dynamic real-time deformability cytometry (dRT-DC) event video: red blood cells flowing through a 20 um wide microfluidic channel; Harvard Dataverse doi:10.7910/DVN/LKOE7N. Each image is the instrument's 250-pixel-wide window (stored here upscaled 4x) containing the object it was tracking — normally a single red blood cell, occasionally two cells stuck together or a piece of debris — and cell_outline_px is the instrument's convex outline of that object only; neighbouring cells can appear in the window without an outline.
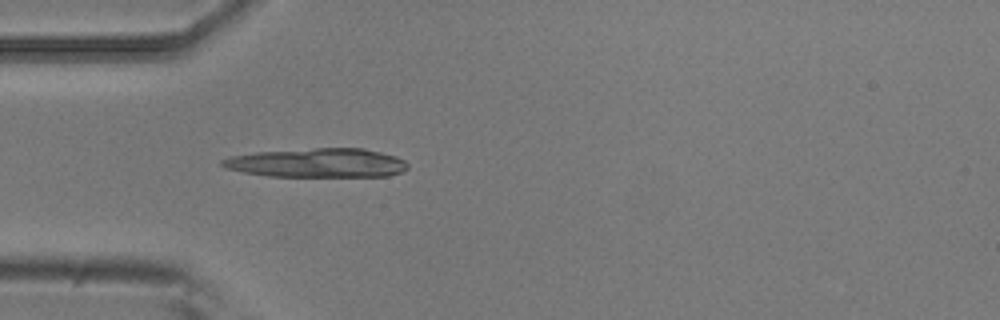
{"species": "common noctule bat (a hibernating species)", "species_latin": "Nyctalus noctula", "temperature_condition": "room temperature", "stored_images_in_passage": 4, "camera_frame_rate_fps": 3000, "um_per_image_px": 0.085, "animal": {"sex": "male", "body_mass_g": 20.5, "forearm_length_mm": 52.5}, "frame": {"image": 1, "passage_image": 4, "time_ms": 1.0, "image_size_px": [1000, 320], "cell_outline_px": [[408, 168], [400, 172], [388, 176], [268, 176], [244, 172], [224, 168], [220, 164], [220, 160], [228, 156], [256, 152], [316, 148], [364, 148], [396, 156], [404, 160], [408, 164]], "centroid_in_image_um": [26.94, 13.84], "position_along_channel_um": 58.1, "area_um2": 31.44}}